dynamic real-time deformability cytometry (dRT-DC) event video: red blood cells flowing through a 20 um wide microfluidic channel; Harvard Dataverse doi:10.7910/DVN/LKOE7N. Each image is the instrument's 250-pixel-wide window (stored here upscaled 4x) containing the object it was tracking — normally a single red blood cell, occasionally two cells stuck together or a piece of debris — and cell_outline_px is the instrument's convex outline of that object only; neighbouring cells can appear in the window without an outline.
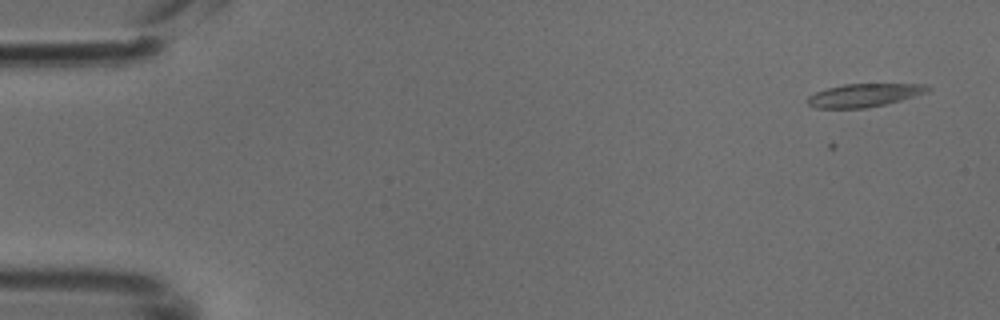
{"species": "common noctule bat (a hibernating species)", "species_latin": "Nyctalus noctula", "temperature_condition": "cold", "stored_images_in_passage": 2, "camera_frame_rate_fps": 3000, "um_per_image_px": 0.085, "animal": {"sex": "male", "body_mass_g": 18.8}, "frame": {"image": 1, "passage_image": 2, "time_ms": 0.333, "image_size_px": [1000, 320], "cell_outline_px": [[932, 88], [928, 92], [900, 100], [868, 108], [816, 108], [808, 104], [804, 100], [808, 96], [816, 92], [828, 88], [844, 84], [924, 84]], "centroid_in_image_um": [73.43, 8.09], "position_along_channel_um": 11.6, "area_um2": 16.18}}